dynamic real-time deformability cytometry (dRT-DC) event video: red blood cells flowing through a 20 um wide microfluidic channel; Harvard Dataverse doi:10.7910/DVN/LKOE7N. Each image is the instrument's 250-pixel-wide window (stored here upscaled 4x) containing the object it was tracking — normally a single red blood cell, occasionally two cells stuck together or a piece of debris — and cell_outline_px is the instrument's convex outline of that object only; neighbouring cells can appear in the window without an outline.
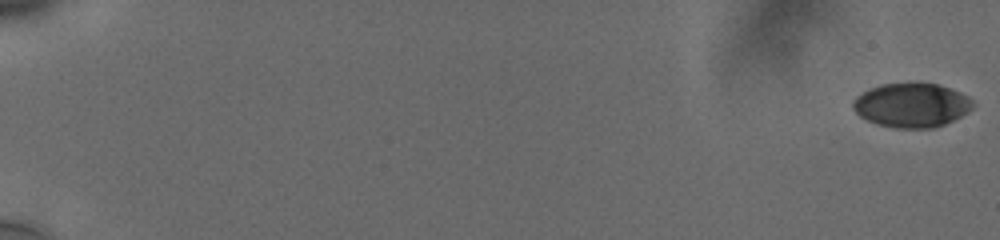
{"species": "human", "species_latin": "Homo sapiens", "temperature_condition": "cold", "stored_images_in_passage": 45, "camera_frame_rate_fps": 3000, "um_per_image_px": 0.085, "donor": {"sex": "male"}, "frame": {"image": 1, "passage_image": 1, "time_ms": 0.0, "image_size_px": [1000, 240], "cell_outline_px": [[976, 104], [968, 112], [944, 124], [932, 128], [896, 128], [876, 124], [860, 116], [852, 108], [852, 100], [856, 96], [880, 84], [936, 84], [960, 92], [968, 96]], "centroid_in_image_um": [77.48, 8.95], "position_along_channel_um": 7.5, "area_um2": 30.58}}
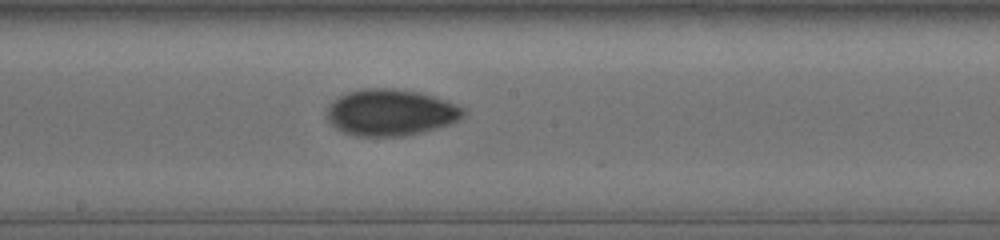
{"frame": {"image": 2, "passage_image": 41, "time_ms": 11.333, "image_size_px": [1000, 240], "cell_outline_px": [[464, 116], [448, 124], [420, 132], [400, 136], [356, 136], [344, 132], [336, 128], [324, 116], [328, 104], [332, 100], [348, 92], [364, 88], [392, 88], [420, 92], [444, 100], [464, 108]], "centroid_in_image_um": [33.13, 9.55], "position_along_channel_um": 215.1, "area_um2": 36.76}}
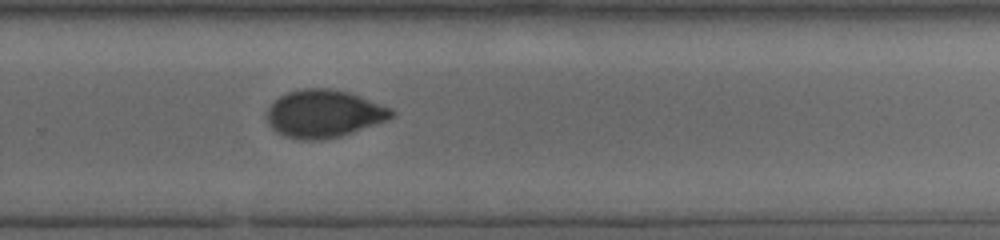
{"frame": {"image": 3, "passage_image": 45, "time_ms": 13.667, "image_size_px": [1000, 240], "cell_outline_px": [[396, 112], [388, 120], [340, 136], [316, 140], [300, 140], [284, 136], [276, 132], [272, 128], [268, 120], [268, 108], [280, 96], [288, 92], [300, 88], [332, 88], [348, 92], [360, 96], [392, 108]], "centroid_in_image_um": [27.55, 9.66], "position_along_channel_um": 302.3, "area_um2": 34.51}}